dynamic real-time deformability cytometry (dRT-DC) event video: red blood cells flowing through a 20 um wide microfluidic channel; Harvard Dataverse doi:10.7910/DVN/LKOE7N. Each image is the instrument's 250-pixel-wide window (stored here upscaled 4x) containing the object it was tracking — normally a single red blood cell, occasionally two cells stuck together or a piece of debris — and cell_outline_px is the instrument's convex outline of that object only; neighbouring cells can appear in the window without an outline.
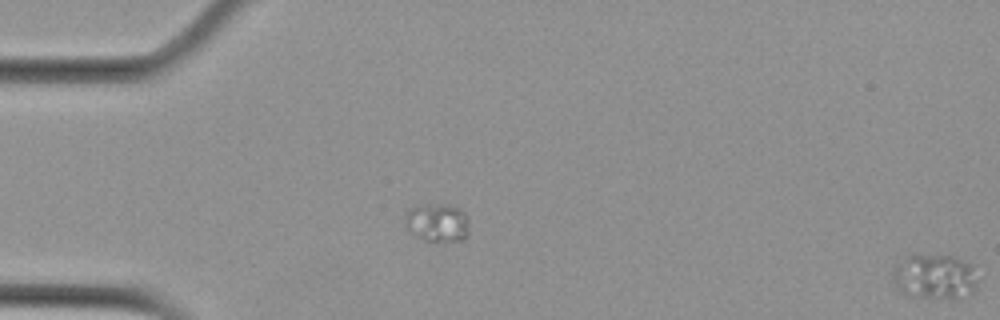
{"species": "Egyptian fruit bat (a non-hibernating species)", "species_latin": "Rousettus aegyptiacus", "temperature_condition": "cold", "stored_images_in_passage": 4, "segment_of_instrument_passage": [2, 2], "camera_frame_rate_fps": 3000, "um_per_image_px": 0.085, "animal": {"sex": "female"}, "frame": {"image": 1, "passage_image": 4, "time_ms": 3.667, "image_size_px": [1000, 320], "cell_outline_px": [[976, 288], [972, 292], [960, 300], [912, 296], [900, 292], [896, 284], [892, 272], [896, 264], [908, 256], [956, 256], [972, 264], [976, 280]], "centroid_in_image_um": [79.49, 23.55], "position_along_channel_um": 5.5, "area_um2": 22.25}}